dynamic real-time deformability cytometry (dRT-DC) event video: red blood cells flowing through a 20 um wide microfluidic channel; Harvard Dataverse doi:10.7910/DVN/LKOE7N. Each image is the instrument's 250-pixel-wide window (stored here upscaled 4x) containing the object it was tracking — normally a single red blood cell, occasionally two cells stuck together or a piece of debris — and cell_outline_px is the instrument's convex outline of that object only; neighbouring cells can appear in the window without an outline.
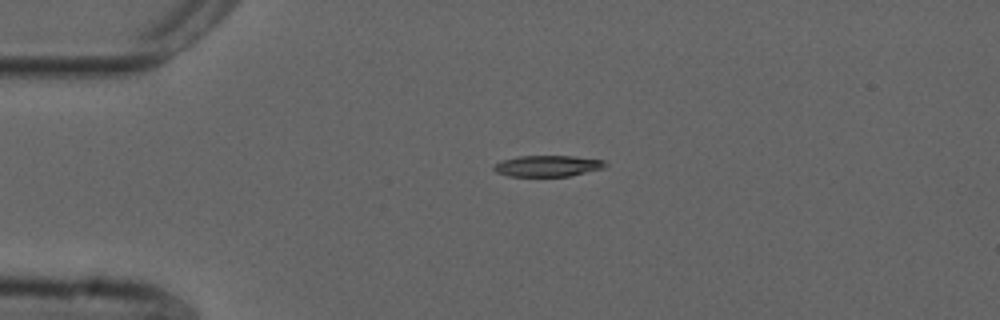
{"species": "common noctule bat (a hibernating species)", "species_latin": "Nyctalus noctula", "temperature_condition": "cold", "stored_images_in_passage": 2, "camera_frame_rate_fps": 3000, "um_per_image_px": 0.085, "animal": {"sex": "male", "forearm_length_mm": 52.5}, "frame": {"image": 1, "passage_image": 1, "time_ms": 0.0, "image_size_px": [1000, 320], "cell_outline_px": [[608, 164], [604, 168], [568, 176], [508, 176], [496, 172], [492, 168], [496, 164], [504, 160], [520, 156], [576, 156], [604, 160]], "centroid_in_image_um": [46.59, 14.1], "position_along_channel_um": 38.4, "area_um2": 13.64}}